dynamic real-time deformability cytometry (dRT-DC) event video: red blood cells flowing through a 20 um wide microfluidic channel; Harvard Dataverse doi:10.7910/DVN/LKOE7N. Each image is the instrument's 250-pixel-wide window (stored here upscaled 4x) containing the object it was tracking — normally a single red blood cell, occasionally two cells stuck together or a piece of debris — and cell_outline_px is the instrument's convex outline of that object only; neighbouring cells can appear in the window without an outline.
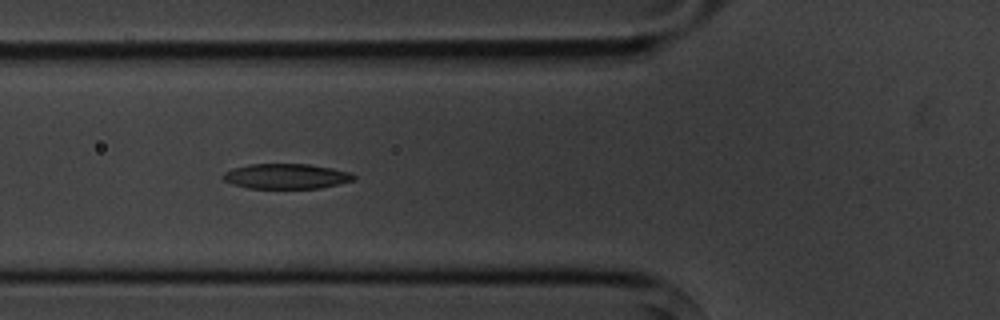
{"species": "common noctule bat (a hibernating species)", "species_latin": "Nyctalus noctula", "temperature_condition": "cold", "stored_images_in_passage": 5, "camera_frame_rate_fps": 3000, "um_per_image_px": 0.085, "animal": {"sex": "male", "body_mass_g": 20.1, "forearm_length_mm": 53.5}, "frame": {"image": 1, "passage_image": 4, "time_ms": 4.333, "image_size_px": [1000, 320], "cell_outline_px": [[356, 180], [320, 188], [248, 188], [232, 184], [224, 180], [220, 176], [224, 172], [232, 168], [248, 164], [308, 164], [332, 168], [348, 172], [356, 176]], "centroid_in_image_um": [24.3, 14.98], "position_along_channel_um": 101.5, "area_um2": 19.19}}
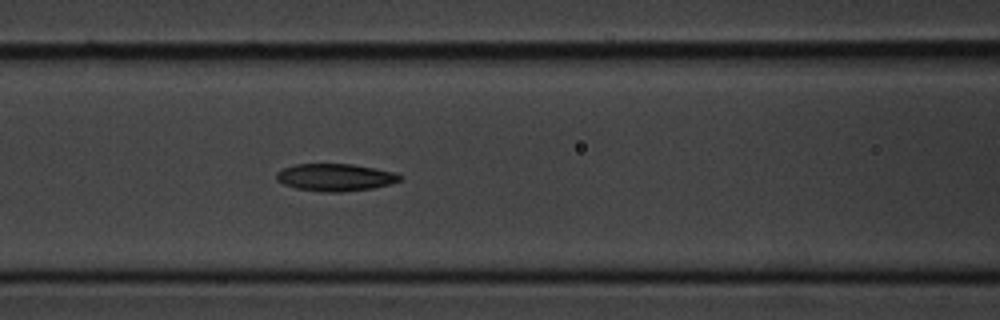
{"frame": {"image": 2, "passage_image": 5, "time_ms": 5.333, "image_size_px": [1000, 320], "cell_outline_px": [[404, 180], [372, 188], [340, 192], [320, 192], [296, 188], [284, 184], [276, 180], [276, 172], [284, 168], [296, 164], [352, 164], [396, 172], [404, 176]], "centroid_in_image_um": [28.52, 15.07], "position_along_channel_um": 138.1, "area_um2": 19.77}}